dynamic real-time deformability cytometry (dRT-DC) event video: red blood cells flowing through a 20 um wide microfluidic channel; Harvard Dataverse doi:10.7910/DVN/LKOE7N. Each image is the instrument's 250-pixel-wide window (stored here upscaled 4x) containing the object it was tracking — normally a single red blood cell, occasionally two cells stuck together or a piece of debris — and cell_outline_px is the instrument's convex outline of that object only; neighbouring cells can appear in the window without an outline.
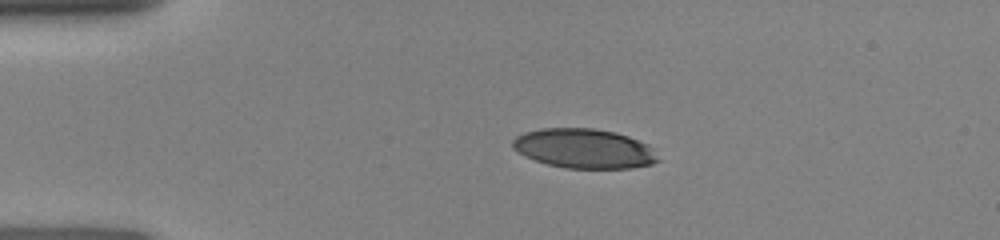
{"species": "human", "species_latin": "Homo sapiens", "temperature_condition": "room temperature", "stored_images_in_passage": 39, "camera_frame_rate_fps": 3000, "um_per_image_px": 0.085, "donor": {"sex": "female"}, "frame": {"image": 1, "passage_image": 1, "time_ms": 0.0, "image_size_px": [1000, 240], "cell_outline_px": [[660, 160], [652, 164], [632, 168], [564, 168], [548, 164], [524, 156], [512, 148], [512, 140], [516, 136], [524, 132], [540, 128], [592, 128], [616, 132], [628, 136], [648, 144], [652, 148]], "centroid_in_image_um": [49.64, 12.62], "position_along_channel_um": 35.4, "area_um2": 33.64}}
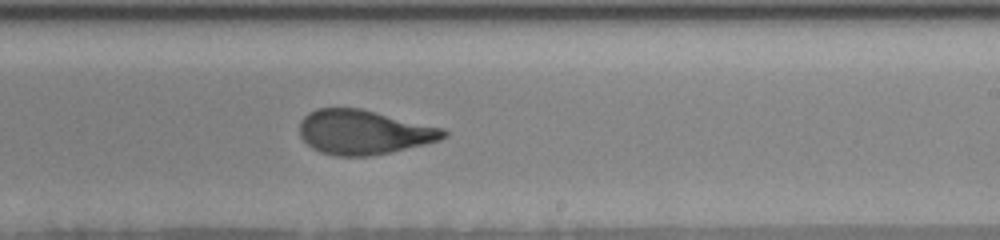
{"frame": {"image": 2, "passage_image": 20, "time_ms": 6.333, "image_size_px": [1000, 240], "cell_outline_px": [[448, 136], [440, 140], [424, 144], [388, 152], [368, 156], [336, 156], [320, 152], [312, 148], [300, 136], [300, 120], [308, 112], [316, 108], [360, 108], [444, 128], [448, 132]], "centroid_in_image_um": [30.9, 11.22], "position_along_channel_um": 258.1, "area_um2": 37.22}}
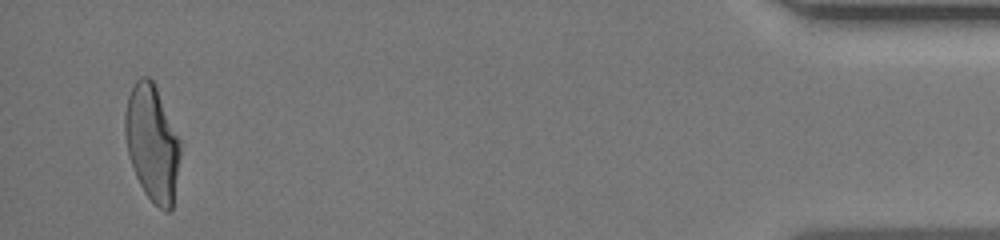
{"frame": {"image": 3, "passage_image": 37, "time_ms": 12.0, "image_size_px": [1000, 240], "cell_outline_px": [[180, 156], [172, 208], [168, 212], [164, 212], [144, 192], [136, 176], [128, 156], [124, 132], [124, 112], [128, 96], [136, 80], [140, 76], [148, 76], [152, 80], [156, 88], [180, 140]], "centroid_in_image_um": [12.91, 12.15], "position_along_channel_um": 422.3, "area_um2": 37.11}}